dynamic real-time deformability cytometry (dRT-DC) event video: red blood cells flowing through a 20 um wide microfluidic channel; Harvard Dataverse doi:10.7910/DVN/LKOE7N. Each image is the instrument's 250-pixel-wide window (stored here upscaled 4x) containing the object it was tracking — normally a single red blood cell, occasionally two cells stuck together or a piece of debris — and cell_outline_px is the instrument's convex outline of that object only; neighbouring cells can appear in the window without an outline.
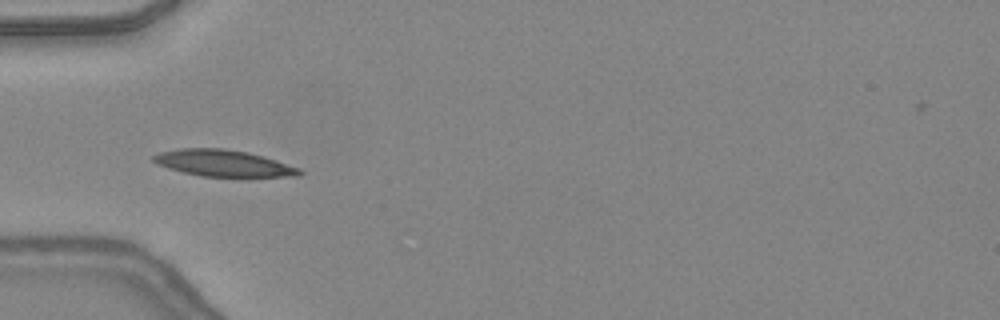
{"species": "common noctule bat (a hibernating species)", "species_latin": "Nyctalus noctula", "temperature_condition": "warm", "stored_images_in_passage": 3, "camera_frame_rate_fps": 3000, "um_per_image_px": 0.085, "animal": {"sex": "female", "body_mass_g": 24.6, "forearm_length_mm": 56.2}, "frame": {"image": 1, "passage_image": 1, "time_ms": 0.0, "image_size_px": [1000, 320], "cell_outline_px": [[304, 172], [300, 176], [200, 176], [168, 168], [156, 164], [152, 160], [152, 156], [160, 152], [180, 148], [224, 148], [248, 152], [264, 156], [300, 168]], "centroid_in_image_um": [18.98, 13.86], "position_along_channel_um": 66.0, "area_um2": 22.54}}